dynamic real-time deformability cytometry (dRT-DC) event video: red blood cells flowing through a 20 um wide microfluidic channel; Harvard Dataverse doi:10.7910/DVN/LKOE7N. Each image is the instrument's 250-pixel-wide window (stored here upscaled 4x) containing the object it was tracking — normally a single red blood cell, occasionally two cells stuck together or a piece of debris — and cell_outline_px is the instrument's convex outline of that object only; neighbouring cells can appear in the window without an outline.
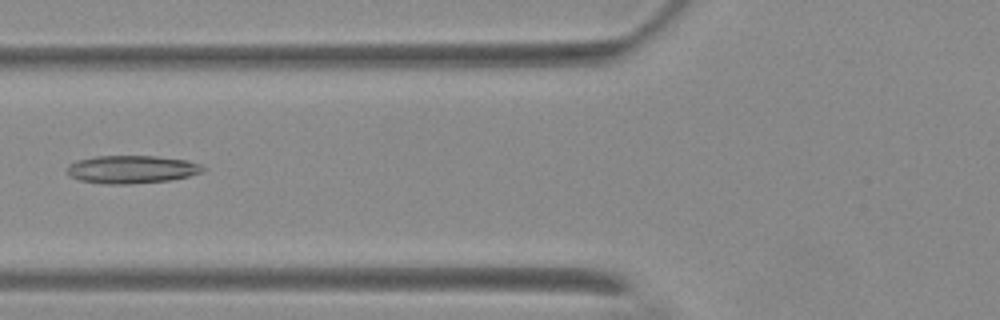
{"species": "Egyptian fruit bat (a non-hibernating species)", "species_latin": "Rousettus aegyptiacus", "temperature_condition": "warm", "stored_images_in_passage": 5, "camera_frame_rate_fps": 3000, "um_per_image_px": 0.085, "animal": {"sex": "female"}, "frame": {"image": 1, "passage_image": 5, "time_ms": 4.667, "image_size_px": [1000, 320], "cell_outline_px": [[204, 168], [200, 172], [188, 176], [172, 180], [124, 184], [108, 184], [80, 180], [68, 176], [68, 168], [76, 160], [96, 156], [156, 156], [188, 160], [200, 164]], "centroid_in_image_um": [11.19, 14.39], "position_along_channel_um": 114.6, "area_um2": 21.91}}